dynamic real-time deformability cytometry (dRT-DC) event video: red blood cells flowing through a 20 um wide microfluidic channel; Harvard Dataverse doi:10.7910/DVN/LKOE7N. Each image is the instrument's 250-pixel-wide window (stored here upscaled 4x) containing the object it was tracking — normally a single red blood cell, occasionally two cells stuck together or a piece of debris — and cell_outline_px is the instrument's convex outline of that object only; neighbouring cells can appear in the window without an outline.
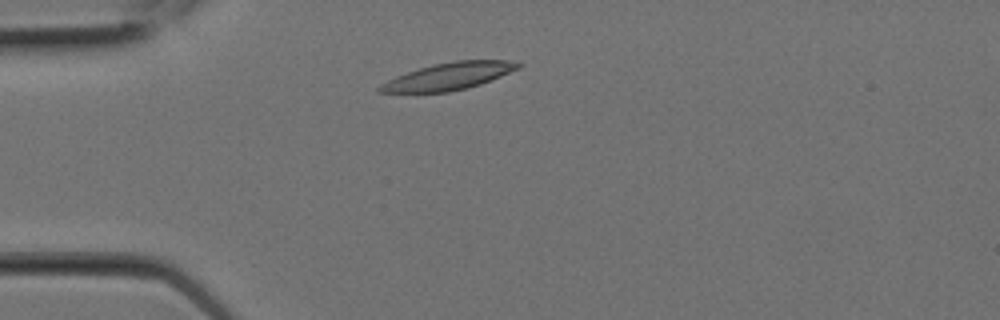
{"species": "Egyptian fruit bat (a non-hibernating species)", "species_latin": "Rousettus aegyptiacus", "temperature_condition": "room temperature", "stored_images_in_passage": 4, "camera_frame_rate_fps": 3000, "um_per_image_px": 0.085, "animal": {"sex": "female"}, "frame": {"image": 1, "passage_image": 1, "time_ms": 0.0, "image_size_px": [1000, 320], "cell_outline_px": [[524, 64], [520, 68], [480, 84], [468, 88], [448, 92], [376, 92], [376, 88], [380, 84], [396, 76], [432, 64], [452, 60], [504, 60]], "centroid_in_image_um": [38.13, 6.48], "position_along_channel_um": 46.9, "area_um2": 21.79}}
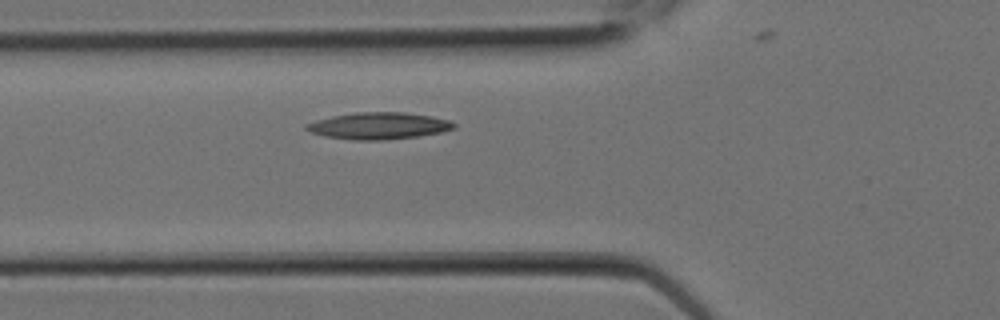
{"frame": {"image": 2, "passage_image": 3, "time_ms": 0.667, "image_size_px": [1000, 320], "cell_outline_px": [[456, 128], [440, 132], [416, 136], [384, 140], [352, 140], [324, 136], [312, 132], [304, 128], [304, 124], [316, 120], [332, 116], [356, 112], [404, 112], [432, 116], [448, 120], [456, 124]], "centroid_in_image_um": [32.17, 10.69], "position_along_channel_um": 93.6, "area_um2": 23.0}}